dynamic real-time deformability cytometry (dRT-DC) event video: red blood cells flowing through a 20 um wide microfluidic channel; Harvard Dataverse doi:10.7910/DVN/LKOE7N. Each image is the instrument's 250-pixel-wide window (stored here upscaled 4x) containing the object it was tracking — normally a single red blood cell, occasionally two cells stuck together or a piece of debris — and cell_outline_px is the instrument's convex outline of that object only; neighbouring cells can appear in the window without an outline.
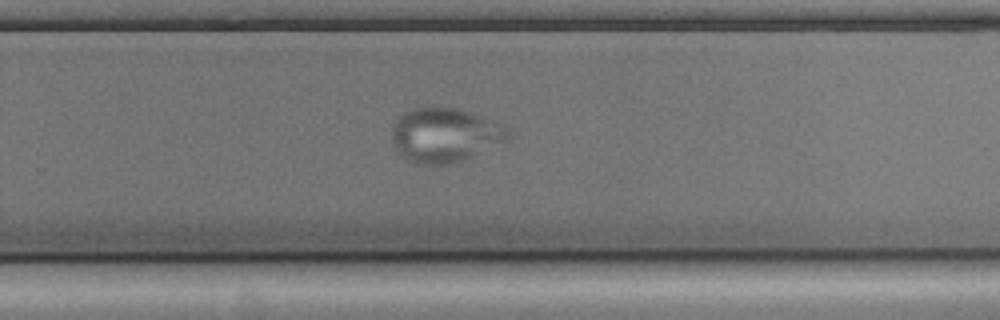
{"species": "common noctule bat (a hibernating species)", "species_latin": "Nyctalus noctula", "temperature_condition": "cold", "stored_images_in_passage": 54, "camera_frame_rate_fps": 3000, "um_per_image_px": 0.085, "animal": {"sex": "male", "body_mass_g": 17.9, "forearm_length_mm": 54.2}, "frame": {"image": 1, "passage_image": 35, "time_ms": 11.333, "image_size_px": [1000, 320], "cell_outline_px": [[508, 136], [504, 140], [460, 160], [448, 164], [420, 164], [408, 160], [396, 152], [392, 144], [392, 128], [396, 120], [404, 112], [412, 108], [432, 104], [452, 108], [468, 112], [480, 116], [488, 120], [508, 132]], "centroid_in_image_um": [37.63, 11.45], "position_along_channel_um": 292.2, "area_um2": 35.84}}
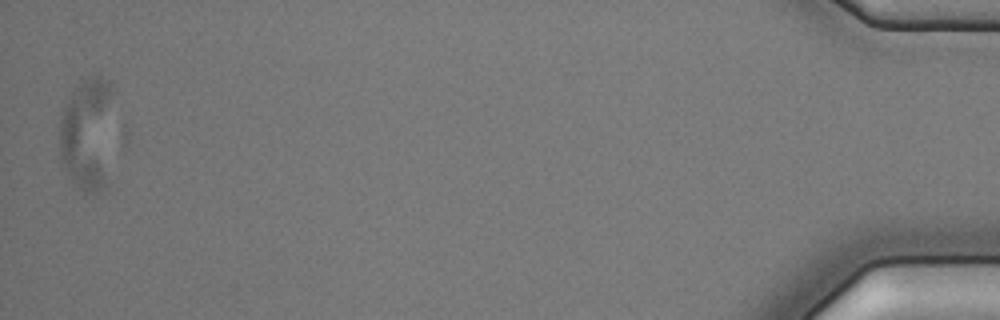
{"frame": {"image": 2, "passage_image": 54, "time_ms": 17.667, "image_size_px": [1000, 320], "cell_outline_px": [[112, 88], [108, 192], [84, 192], [68, 176], [60, 156], [60, 116], [68, 96], [88, 76], [96, 72], [108, 80]], "centroid_in_image_um": [7.45, 11.4], "position_along_channel_um": 427.8, "area_um2": 36.36}}